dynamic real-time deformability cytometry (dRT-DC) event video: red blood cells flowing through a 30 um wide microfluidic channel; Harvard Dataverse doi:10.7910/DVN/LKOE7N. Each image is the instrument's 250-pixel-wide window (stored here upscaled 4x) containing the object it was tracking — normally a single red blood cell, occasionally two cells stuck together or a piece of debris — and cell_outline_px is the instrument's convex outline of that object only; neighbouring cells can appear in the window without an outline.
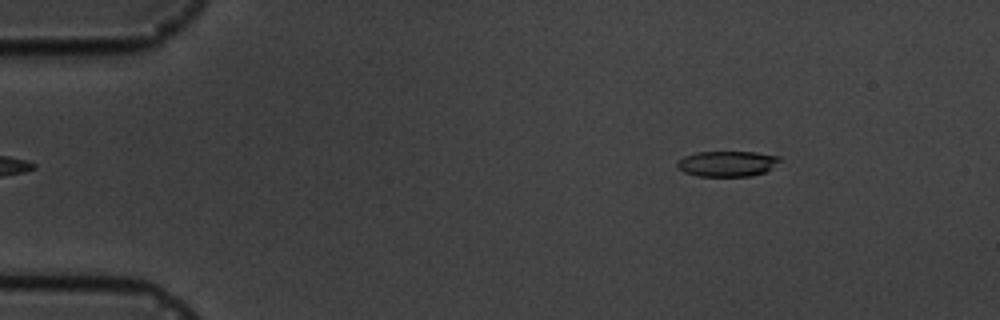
{"species": "common noctule bat (a hibernating species)", "species_latin": "Nyctalus noctula", "temperature_condition": "cold", "stored_images_in_passage": 3, "camera_frame_rate_fps": 3000, "um_per_image_px": 0.085, "animal": {"sex": "male", "body_mass_g": 19.5, "forearm_length_mm": 54.6}, "frame": {"image": 1, "passage_image": 1, "time_ms": 0.0, "image_size_px": [1000, 320], "cell_outline_px": [[780, 160], [764, 172], [752, 176], [696, 176], [684, 172], [676, 164], [684, 156], [696, 152], [756, 152], [780, 156]], "centroid_in_image_um": [61.8, 13.91], "position_along_channel_um": 23.2, "area_um2": 15.09}}